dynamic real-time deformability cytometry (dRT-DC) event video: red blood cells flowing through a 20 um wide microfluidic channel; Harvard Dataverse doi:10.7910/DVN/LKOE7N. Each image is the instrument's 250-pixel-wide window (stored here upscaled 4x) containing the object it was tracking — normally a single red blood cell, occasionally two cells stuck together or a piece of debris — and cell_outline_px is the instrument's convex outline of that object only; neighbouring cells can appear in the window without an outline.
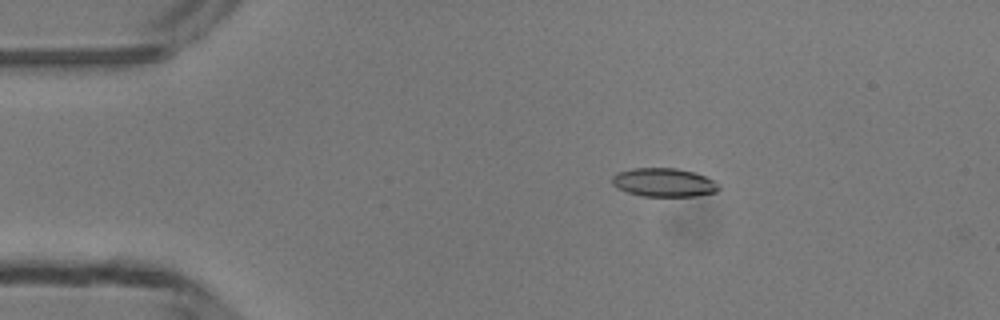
{"species": "common noctule bat (a hibernating species)", "species_latin": "Nyctalus noctula", "temperature_condition": "room temperature", "stored_images_in_passage": 42, "camera_frame_rate_fps": 3000, "um_per_image_px": 0.085, "animal": {"sex": "male", "body_mass_g": 13.3}, "frame": {"image": 1, "passage_image": 3, "time_ms": 0.667, "image_size_px": [1000, 320], "cell_outline_px": [[720, 188], [716, 192], [696, 196], [644, 196], [628, 192], [616, 188], [612, 184], [612, 176], [616, 172], [632, 168], [676, 168], [692, 172], [704, 176], [720, 184]], "centroid_in_image_um": [56.4, 15.51], "position_along_channel_um": 28.6, "area_um2": 17.8}}
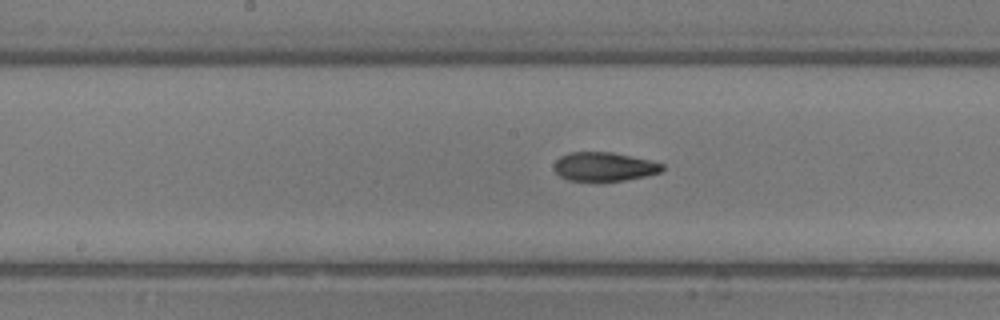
{"frame": {"image": 2, "passage_image": 19, "time_ms": 6.0, "image_size_px": [1000, 320], "cell_outline_px": [[664, 168], [660, 172], [644, 176], [624, 180], [568, 180], [560, 176], [556, 172], [556, 160], [560, 156], [568, 152], [612, 152], [648, 160], [664, 164]], "centroid_in_image_um": [51.35, 14.15], "position_along_channel_um": 196.8, "area_um2": 17.8}}
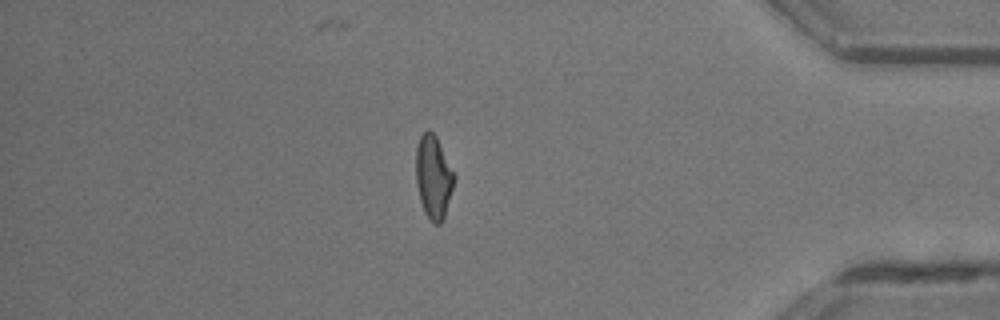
{"frame": {"image": 3, "passage_image": 36, "time_ms": 11.667, "image_size_px": [1000, 320], "cell_outline_px": [[456, 176], [444, 216], [440, 224], [432, 224], [424, 212], [420, 200], [416, 184], [416, 148], [420, 136], [428, 128], [436, 136]], "centroid_in_image_um": [36.83, 15.05], "position_along_channel_um": 398.4, "area_um2": 18.5}, "authors_computed_cell_mechanics": {"area_um2": 18.4671, "velocity_mm_per_s": 4.2202, "shape_relaxation_time_tau1_ms": 5.4049, "shape_relaxation_time_tau2_ms": 1.9605, "deformation_change_tau1": 0.1902, "deformation_change_tau2": 0.0884}}